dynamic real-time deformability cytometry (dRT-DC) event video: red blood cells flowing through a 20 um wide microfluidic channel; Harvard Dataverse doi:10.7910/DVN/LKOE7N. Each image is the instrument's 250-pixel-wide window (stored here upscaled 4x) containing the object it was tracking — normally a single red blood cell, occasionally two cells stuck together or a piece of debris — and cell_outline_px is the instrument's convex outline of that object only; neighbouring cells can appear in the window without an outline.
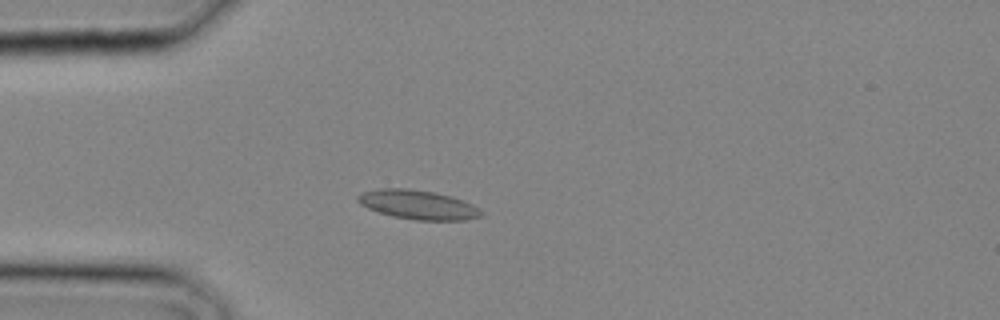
{"species": "common noctule bat (a hibernating species)", "species_latin": "Nyctalus noctula", "temperature_condition": "cold", "stored_images_in_passage": 29, "camera_frame_rate_fps": 3000, "um_per_image_px": 0.085, "animal": {"sex": "male", "body_mass_g": 20.4}, "frame": {"image": 1, "passage_image": 8, "time_ms": 2.333, "image_size_px": [1000, 320], "cell_outline_px": [[484, 212], [480, 216], [464, 220], [416, 220], [392, 216], [368, 208], [360, 204], [356, 200], [356, 196], [360, 192], [380, 188], [408, 188], [436, 192], [452, 196], [472, 204]], "centroid_in_image_um": [35.5, 17.38], "position_along_channel_um": 49.5, "area_um2": 21.1}}
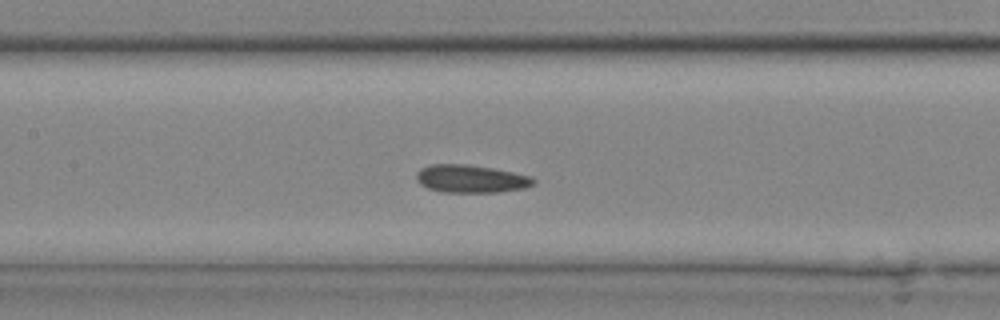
{"frame": {"image": 2, "passage_image": 14, "time_ms": 4.333, "image_size_px": [1000, 320], "cell_outline_px": [[536, 180], [532, 184], [524, 188], [500, 192], [444, 192], [428, 188], [420, 184], [416, 180], [416, 172], [420, 168], [432, 164], [468, 164], [492, 168], [532, 176]], "centroid_in_image_um": [40.0, 15.19], "position_along_channel_um": 167.4, "area_um2": 19.02}}
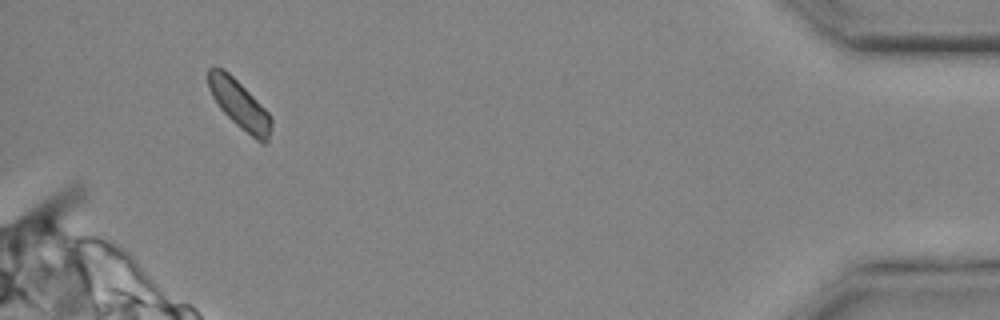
{"frame": {"image": 3, "passage_image": 28, "time_ms": 9.0, "image_size_px": [1000, 320], "cell_outline_px": [[272, 128], [268, 140], [264, 144], [256, 140], [240, 128], [220, 108], [212, 96], [208, 88], [208, 68], [212, 64], [224, 68], [272, 116]], "centroid_in_image_um": [20.34, 8.87], "position_along_channel_um": 414.9, "area_um2": 17.74}}